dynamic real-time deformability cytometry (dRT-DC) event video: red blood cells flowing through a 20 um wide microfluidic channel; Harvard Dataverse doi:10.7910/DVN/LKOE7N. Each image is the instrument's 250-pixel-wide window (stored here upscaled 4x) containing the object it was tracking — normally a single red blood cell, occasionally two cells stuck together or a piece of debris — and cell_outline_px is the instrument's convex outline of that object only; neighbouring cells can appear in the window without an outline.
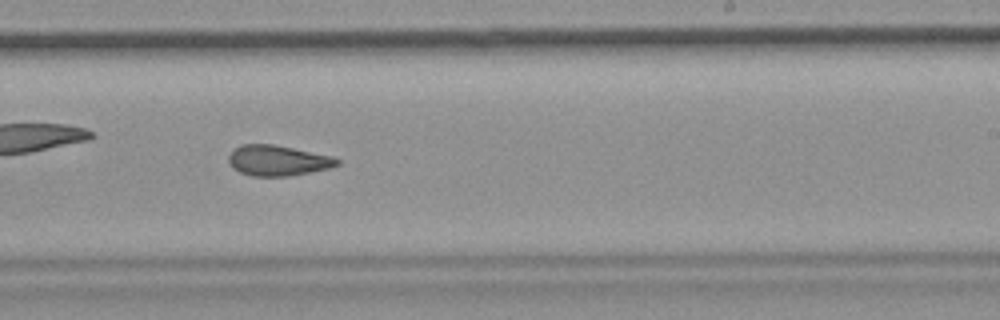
{"species": "common noctule bat (a hibernating species)", "species_latin": "Nyctalus noctula", "temperature_condition": "room temperature", "stored_images_in_passage": 50, "camera_frame_rate_fps": 3000, "um_per_image_px": 0.085, "animal": {"sex": "female", "body_mass_g": 19.9}, "frame": {"image": 1, "passage_image": 29, "time_ms": 9.333, "image_size_px": [1000, 320], "cell_outline_px": [[340, 164], [328, 168], [288, 176], [252, 176], [240, 172], [232, 168], [228, 164], [228, 156], [240, 144], [276, 144], [332, 156], [340, 160]], "centroid_in_image_um": [23.58, 13.63], "position_along_channel_um": 265.4, "area_um2": 19.31}, "authors_computed_cell_mechanics": {"area_um2": 20.23, "velocity_mm_per_s": 3.7527, "shape_relaxation_time_tau1_ms": null, "shape_relaxation_time_tau2_ms": 3.2805, "deformation_change_tau1": null, "deformation_change_tau2": 0.1077}}